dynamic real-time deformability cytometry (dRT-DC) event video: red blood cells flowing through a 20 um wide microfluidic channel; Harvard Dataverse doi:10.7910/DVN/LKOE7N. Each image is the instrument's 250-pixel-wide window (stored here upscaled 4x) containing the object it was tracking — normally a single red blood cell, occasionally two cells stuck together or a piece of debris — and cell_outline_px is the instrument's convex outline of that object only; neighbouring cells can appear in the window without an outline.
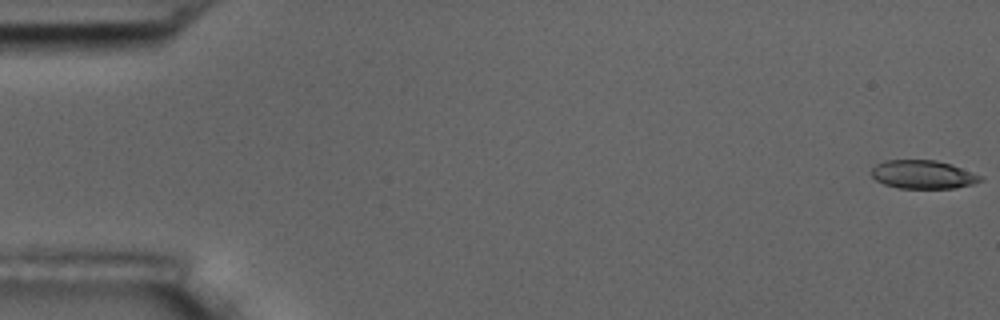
{"species": "common noctule bat (a hibernating species)", "species_latin": "Nyctalus noctula", "temperature_condition": "room temperature", "stored_images_in_passage": 56, "camera_frame_rate_fps": 3000, "um_per_image_px": 0.085, "animal": {"sex": "male", "body_mass_g": 17.5, "forearm_length_mm": 52.3}, "frame": {"image": 1, "passage_image": 1, "time_ms": 0.0, "image_size_px": [1000, 320], "cell_outline_px": [[984, 180], [972, 184], [956, 188], [900, 188], [884, 184], [876, 180], [868, 172], [876, 164], [884, 160], [936, 160], [952, 164], [984, 176]], "centroid_in_image_um": [78.46, 14.83], "position_along_channel_um": 6.5, "area_um2": 18.32}}
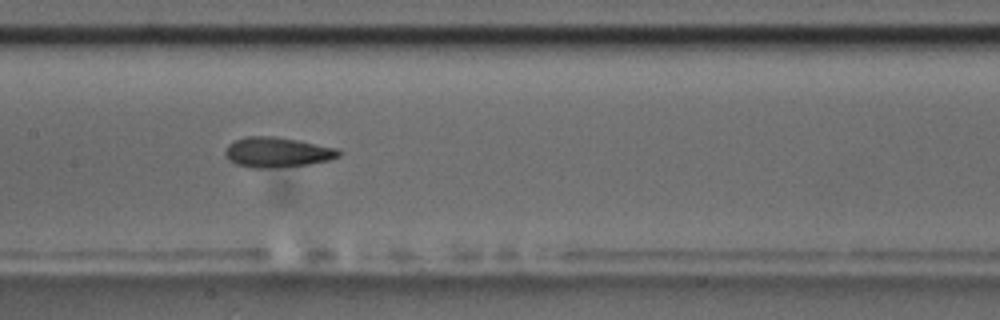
{"frame": {"image": 2, "passage_image": 28, "time_ms": 9.0, "image_size_px": [1000, 320], "cell_outline_px": [[344, 152], [340, 156], [328, 160], [308, 164], [272, 168], [248, 168], [236, 164], [228, 160], [224, 152], [228, 144], [236, 140], [248, 136], [276, 136], [340, 148]], "centroid_in_image_um": [23.59, 12.94], "position_along_channel_um": 183.8, "area_um2": 20.17}}
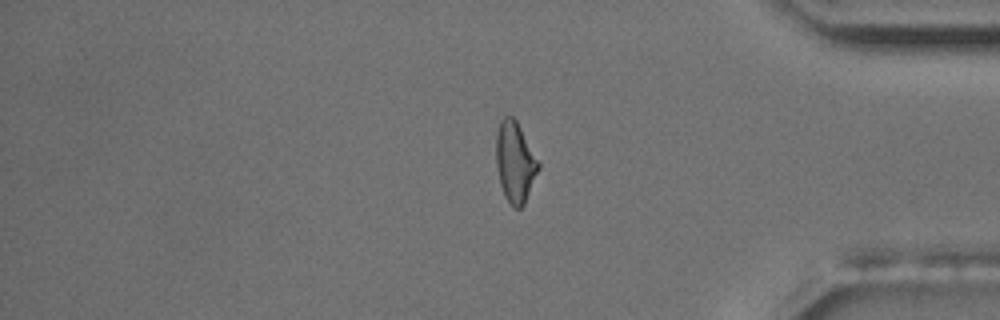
{"frame": {"image": 3, "passage_image": 47, "time_ms": 15.333, "image_size_px": [1000, 320], "cell_outline_px": [[540, 168], [524, 204], [520, 208], [512, 208], [500, 184], [496, 164], [496, 132], [500, 120], [504, 116], [512, 116], [516, 120], [540, 164]], "centroid_in_image_um": [43.77, 13.76], "position_along_channel_um": 391.4, "area_um2": 19.71}, "authors_computed_cell_mechanics": {"area_um2": 19.5942, "velocity_mm_per_s": 3.6316, "shape_relaxation_time_tau1_ms": 5.0131, "shape_relaxation_time_tau2_ms": 2.8694, "deformation_change_tau1": 0.1783, "deformation_change_tau2": 0.1186}}